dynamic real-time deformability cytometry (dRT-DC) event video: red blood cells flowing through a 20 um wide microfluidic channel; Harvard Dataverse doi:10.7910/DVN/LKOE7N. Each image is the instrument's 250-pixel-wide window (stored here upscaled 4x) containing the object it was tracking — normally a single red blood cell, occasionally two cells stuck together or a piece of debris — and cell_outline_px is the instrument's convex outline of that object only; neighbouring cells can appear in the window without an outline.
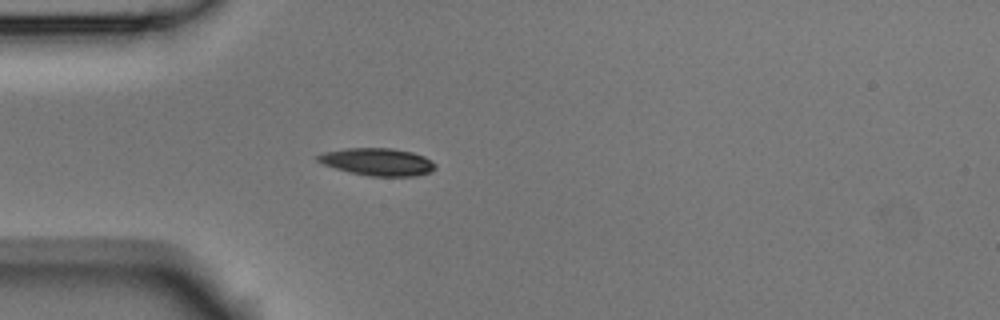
{"species": "Egyptian fruit bat (a non-hibernating species)", "species_latin": "Rousettus aegyptiacus", "temperature_condition": "room temperature", "stored_images_in_passage": 2, "camera_frame_rate_fps": 3000, "um_per_image_px": 0.085, "animal": {"sex": "male"}, "frame": {"image": 1, "passage_image": 2, "time_ms": 0.333, "image_size_px": [1000, 320], "cell_outline_px": [[436, 168], [432, 172], [416, 176], [368, 176], [348, 172], [324, 164], [316, 160], [316, 156], [324, 152], [344, 148], [392, 148], [412, 152], [424, 156], [432, 160], [436, 164]], "centroid_in_image_um": [32.12, 13.76], "position_along_channel_um": 52.9, "area_um2": 18.96}}